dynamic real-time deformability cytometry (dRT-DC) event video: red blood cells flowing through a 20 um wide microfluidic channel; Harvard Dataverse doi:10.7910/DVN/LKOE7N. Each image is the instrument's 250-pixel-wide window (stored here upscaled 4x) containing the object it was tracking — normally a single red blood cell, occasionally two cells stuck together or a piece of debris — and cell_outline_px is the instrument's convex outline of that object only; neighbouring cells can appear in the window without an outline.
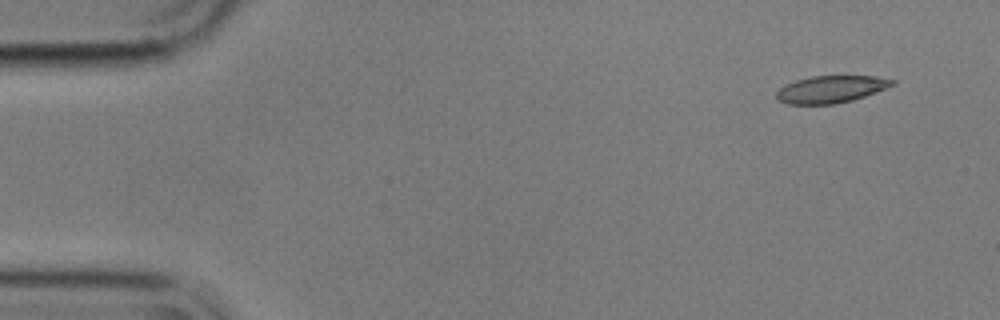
{"species": "common noctule bat (a hibernating species)", "species_latin": "Nyctalus noctula", "temperature_condition": "cold", "stored_images_in_passage": 3, "camera_frame_rate_fps": 3000, "um_per_image_px": 0.085, "animal": {"sex": "male", "body_mass_g": 17.9}, "frame": {"image": 1, "passage_image": 1, "time_ms": 0.0, "image_size_px": [1000, 320], "cell_outline_px": [[896, 84], [876, 92], [852, 100], [836, 104], [788, 104], [776, 100], [776, 92], [784, 84], [796, 80], [812, 76], [876, 76], [896, 80]], "centroid_in_image_um": [70.62, 7.58], "position_along_channel_um": 14.4, "area_um2": 18.44}}
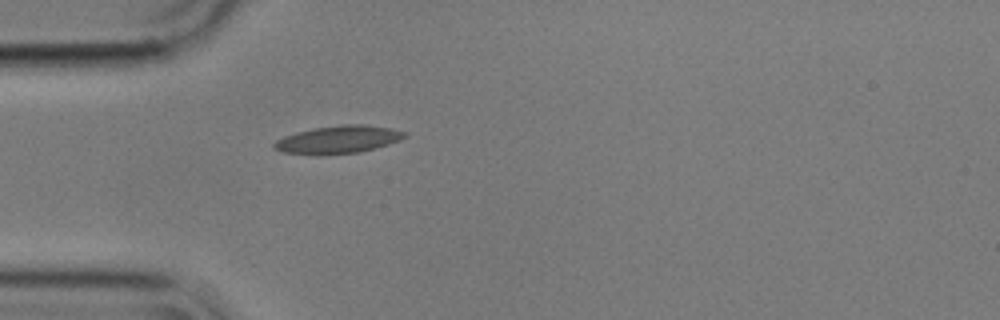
{"frame": {"image": 2, "passage_image": 3, "time_ms": 0.667, "image_size_px": [1000, 320], "cell_outline_px": [[408, 136], [400, 140], [388, 144], [360, 152], [320, 156], [316, 156], [284, 152], [272, 148], [272, 144], [276, 140], [284, 136], [296, 132], [316, 128], [344, 124], [364, 124], [392, 128], [408, 132]], "centroid_in_image_um": [28.75, 11.87], "position_along_channel_um": 56.3, "area_um2": 21.44}}